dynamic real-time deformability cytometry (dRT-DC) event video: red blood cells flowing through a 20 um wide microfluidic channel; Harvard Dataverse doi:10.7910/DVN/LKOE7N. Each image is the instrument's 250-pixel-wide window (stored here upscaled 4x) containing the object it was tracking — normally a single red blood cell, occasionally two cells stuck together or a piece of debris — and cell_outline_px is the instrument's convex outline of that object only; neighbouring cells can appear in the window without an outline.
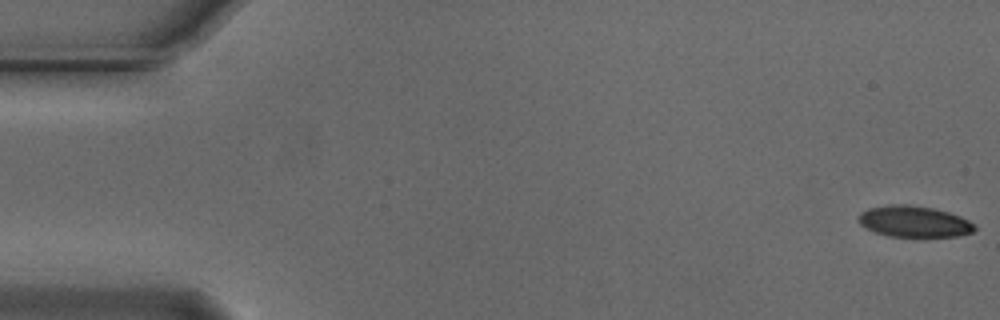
{"species": "Egyptian fruit bat (a non-hibernating species)", "species_latin": "Rousettus aegyptiacus", "temperature_condition": "cold", "stored_images_in_passage": 55, "camera_frame_rate_fps": 3000, "um_per_image_px": 0.085, "animal": {"sex": "male"}, "frame": {"image": 1, "passage_image": 1, "time_ms": 0.0, "image_size_px": [1000, 320], "cell_outline_px": [[976, 228], [972, 232], [956, 236], [888, 236], [864, 228], [856, 220], [860, 212], [868, 208], [892, 204], [908, 204], [932, 208], [948, 212], [960, 216], [976, 224]], "centroid_in_image_um": [77.66, 18.82], "position_along_channel_um": 7.3, "area_um2": 21.15}}
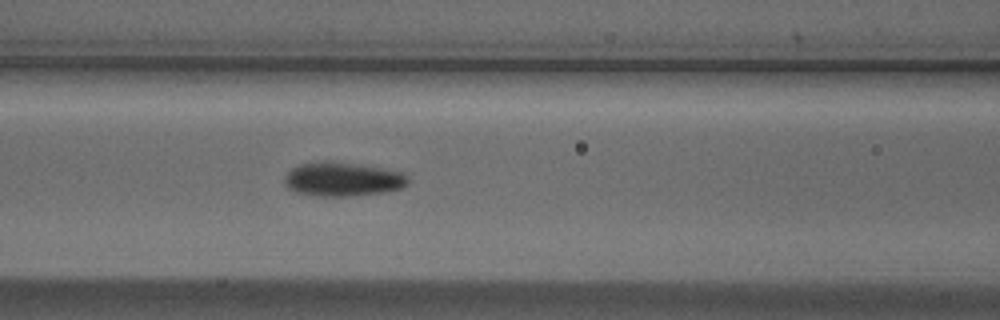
{"frame": {"image": 2, "passage_image": 23, "time_ms": 7.333, "image_size_px": [1000, 320], "cell_outline_px": [[408, 184], [404, 188], [384, 192], [352, 196], [320, 196], [296, 192], [288, 188], [284, 184], [284, 176], [292, 168], [300, 164], [328, 160], [332, 160], [384, 168], [404, 172], [408, 176]], "centroid_in_image_um": [29.15, 15.22], "position_along_channel_um": 137.4, "area_um2": 24.85}}
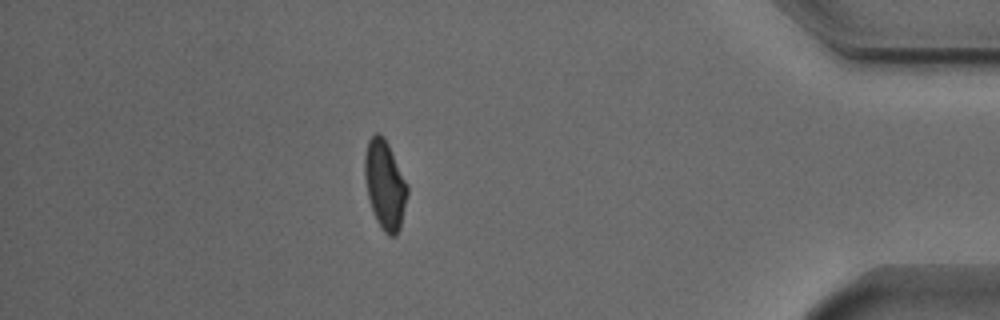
{"frame": {"image": 3, "passage_image": 48, "time_ms": 15.667, "image_size_px": [1000, 320], "cell_outline_px": [[408, 192], [400, 228], [396, 236], [388, 236], [384, 232], [376, 220], [368, 196], [364, 176], [364, 156], [368, 140], [376, 132], [380, 132], [384, 136], [408, 184]], "centroid_in_image_um": [32.71, 15.69], "position_along_channel_um": 402.5, "area_um2": 22.14}, "authors_computed_cell_mechanics": {"area_um2": 22.3686, "velocity_mm_per_s": 3.7305, "shape_relaxation_time_tau1_ms": 2.788, "shape_relaxation_time_tau2_ms": 2.669, "deformation_change_tau1": 0.1123, "deformation_change_tau2": 0.0822}}